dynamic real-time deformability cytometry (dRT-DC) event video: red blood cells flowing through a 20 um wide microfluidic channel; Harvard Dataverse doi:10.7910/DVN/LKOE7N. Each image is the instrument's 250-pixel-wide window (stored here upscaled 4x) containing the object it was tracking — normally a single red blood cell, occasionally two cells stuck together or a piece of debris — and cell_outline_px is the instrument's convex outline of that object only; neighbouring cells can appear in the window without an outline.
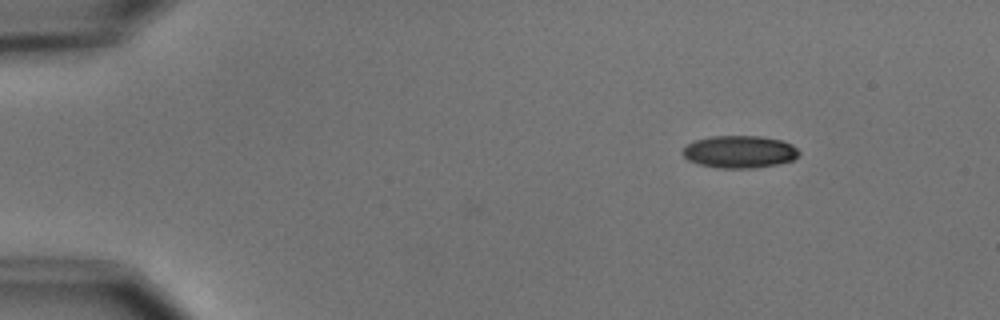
{"species": "common noctule bat (a hibernating species)", "species_latin": "Nyctalus noctula", "temperature_condition": "cold", "stored_images_in_passage": 6, "camera_frame_rate_fps": 3000, "um_per_image_px": 0.085, "animal": {"sex": "male", "body_mass_g": 15.6}, "frame": {"image": 1, "passage_image": 1, "time_ms": 0.0, "image_size_px": [1000, 320], "cell_outline_px": [[800, 152], [792, 160], [776, 164], [752, 168], [720, 168], [700, 164], [688, 160], [680, 152], [688, 144], [696, 140], [708, 136], [760, 136], [780, 140], [792, 144]], "centroid_in_image_um": [62.83, 12.89], "position_along_channel_um": 22.2, "area_um2": 21.79}}
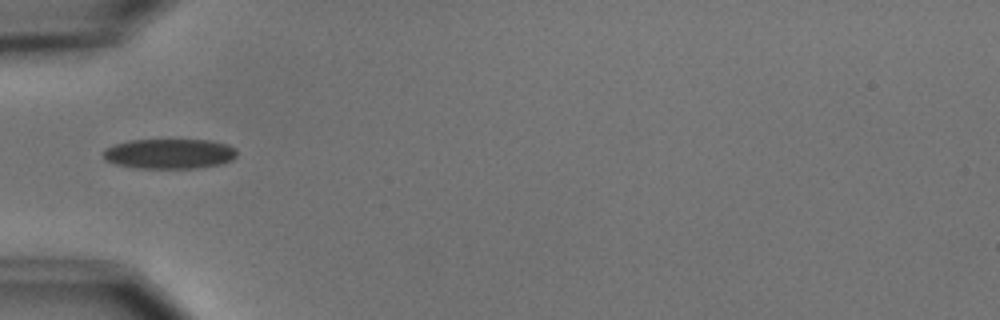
{"frame": {"image": 2, "passage_image": 4, "time_ms": 3.667, "image_size_px": [1000, 320], "cell_outline_px": [[236, 156], [232, 160], [220, 164], [196, 168], [136, 168], [116, 164], [104, 160], [104, 148], [112, 144], [132, 140], [212, 140], [228, 144], [236, 148]], "centroid_in_image_um": [14.4, 13.06], "position_along_channel_um": 70.6, "area_um2": 23.52}}
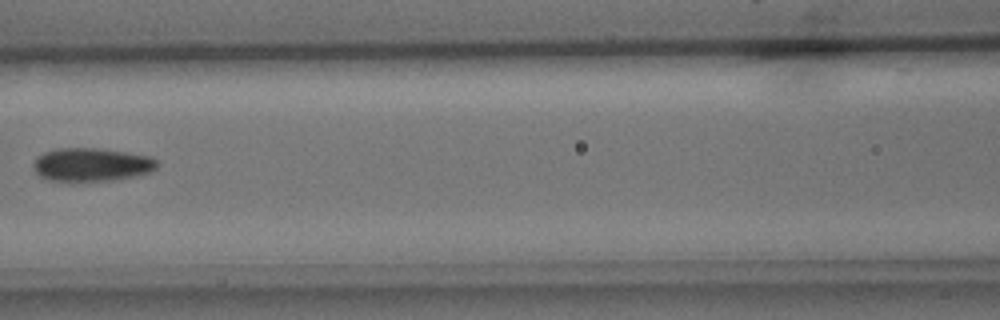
{"frame": {"image": 3, "passage_image": 6, "time_ms": 6.0, "image_size_px": [1000, 320], "cell_outline_px": [[160, 164], [152, 172], [120, 180], [72, 184], [68, 184], [48, 180], [40, 176], [36, 172], [32, 164], [36, 156], [44, 152], [56, 148], [100, 148], [152, 156]], "centroid_in_image_um": [7.77, 14.04], "position_along_channel_um": 158.8, "area_um2": 25.37}}